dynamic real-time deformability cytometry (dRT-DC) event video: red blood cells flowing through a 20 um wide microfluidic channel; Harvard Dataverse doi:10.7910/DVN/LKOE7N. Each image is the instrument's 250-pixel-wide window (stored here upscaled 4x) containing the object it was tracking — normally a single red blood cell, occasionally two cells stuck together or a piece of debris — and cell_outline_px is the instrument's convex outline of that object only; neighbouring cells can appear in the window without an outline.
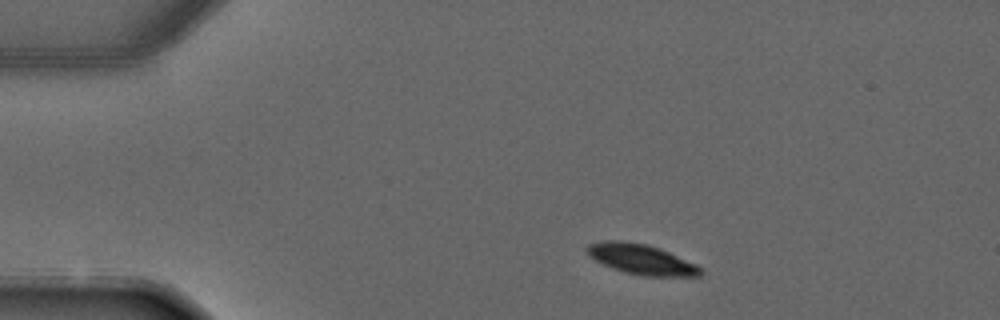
{"species": "common noctule bat (a hibernating species)", "species_latin": "Nyctalus noctula", "temperature_condition": "warm", "stored_images_in_passage": 2, "camera_frame_rate_fps": 3000, "um_per_image_px": 0.085, "animal": {"sex": "male", "forearm_length_mm": 52.5}, "frame": {"image": 1, "passage_image": 1, "time_ms": 0.0, "image_size_px": [1000, 320], "cell_outline_px": [[704, 272], [700, 276], [640, 276], [624, 272], [612, 268], [588, 256], [584, 248], [588, 244], [604, 240], [620, 240], [644, 244], [660, 248], [696, 264], [704, 268]], "centroid_in_image_um": [54.51, 22.04], "position_along_channel_um": 30.5, "area_um2": 20.17}}